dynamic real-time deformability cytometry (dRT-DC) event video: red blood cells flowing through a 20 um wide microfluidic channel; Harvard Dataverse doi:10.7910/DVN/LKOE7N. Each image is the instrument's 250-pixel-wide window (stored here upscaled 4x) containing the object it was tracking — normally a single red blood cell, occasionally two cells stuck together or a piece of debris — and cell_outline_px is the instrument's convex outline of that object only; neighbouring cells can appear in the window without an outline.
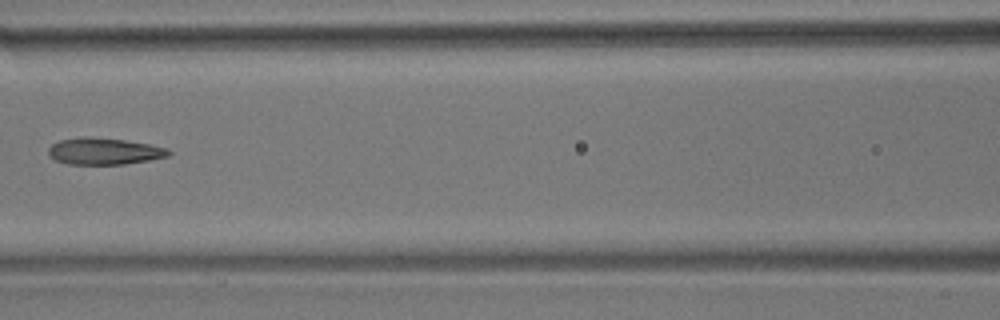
{"species": "common noctule bat (a hibernating species)", "species_latin": "Nyctalus noctula", "temperature_condition": "room temperature", "stored_images_in_passage": 13, "camera_frame_rate_fps": 3000, "um_per_image_px": 0.085, "animal": {"sex": "male", "body_mass_g": 17.9}, "frame": {"image": 1, "passage_image": 6, "time_ms": 7.0, "image_size_px": [1000, 320], "cell_outline_px": [[172, 152], [168, 156], [148, 160], [124, 164], [68, 164], [56, 160], [48, 156], [48, 148], [52, 144], [60, 140], [84, 136], [88, 136], [124, 140], [148, 144], [168, 148]], "centroid_in_image_um": [8.83, 12.85], "position_along_channel_um": 157.8, "area_um2": 18.67}}
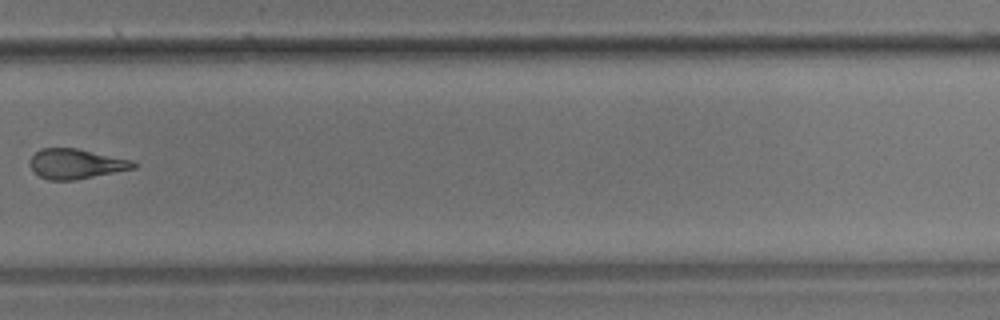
{"frame": {"image": 2, "passage_image": 10, "time_ms": 11.667, "image_size_px": [1000, 320], "cell_outline_px": [[140, 164], [136, 168], [76, 180], [48, 180], [32, 172], [28, 164], [28, 160], [40, 148], [76, 148], [132, 160]], "centroid_in_image_um": [6.44, 13.93], "position_along_channel_um": 323.4, "area_um2": 18.32}}
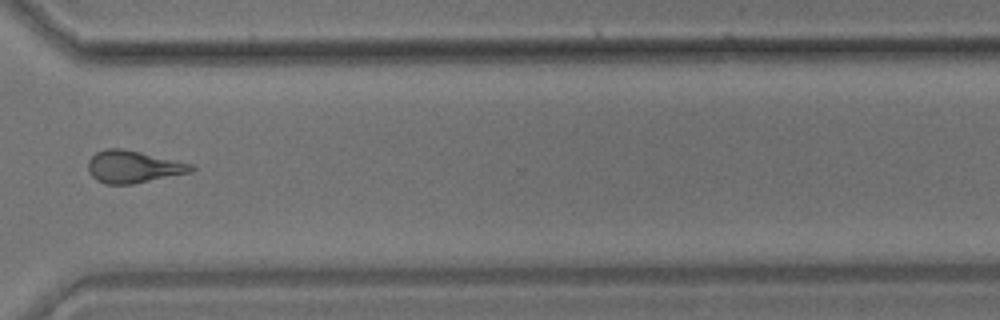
{"frame": {"image": 3, "passage_image": 11, "time_ms": 12.667, "image_size_px": [1000, 320], "cell_outline_px": [[196, 168], [192, 172], [132, 184], [104, 184], [96, 180], [88, 172], [88, 160], [96, 152], [104, 148], [120, 148], [140, 152], [192, 164]], "centroid_in_image_um": [11.3, 14.18], "position_along_channel_um": 359.3, "area_um2": 19.36}, "authors_computed_cell_mechanics": {"area_um2": 19.363, "velocity_mm_per_s": 3.5696, "shape_relaxation_time_tau1_ms": null, "shape_relaxation_time_tau2_ms": 3.9053, "deformation_change_tau1": null, "deformation_change_tau2": 0.135}}